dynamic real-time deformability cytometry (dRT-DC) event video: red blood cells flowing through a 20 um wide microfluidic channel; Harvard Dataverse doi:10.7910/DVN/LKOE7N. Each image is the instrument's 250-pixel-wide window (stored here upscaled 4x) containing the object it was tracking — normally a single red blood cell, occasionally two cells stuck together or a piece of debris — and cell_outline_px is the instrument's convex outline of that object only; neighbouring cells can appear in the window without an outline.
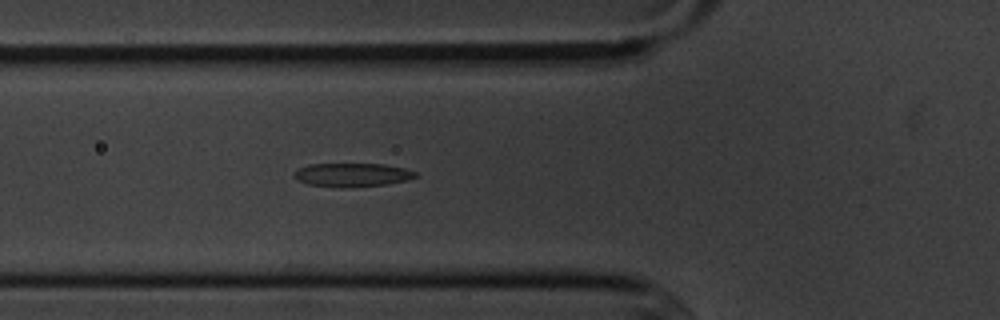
{"species": "common noctule bat (a hibernating species)", "species_latin": "Nyctalus noctula", "temperature_condition": "cold", "stored_images_in_passage": 6, "camera_frame_rate_fps": 3000, "um_per_image_px": 0.085, "animal": {"sex": "male", "body_mass_g": 20.1, "forearm_length_mm": 53.5}, "frame": {"image": 1, "passage_image": 6, "time_ms": 6.667, "image_size_px": [1000, 320], "cell_outline_px": [[420, 176], [408, 180], [384, 184], [348, 188], [340, 188], [308, 184], [296, 180], [292, 176], [296, 168], [308, 164], [384, 164], [404, 168], [416, 172]], "centroid_in_image_um": [29.9, 14.86], "position_along_channel_um": 95.9, "area_um2": 16.99}}